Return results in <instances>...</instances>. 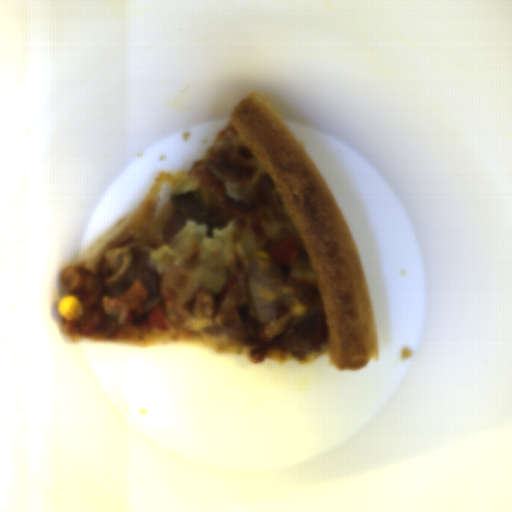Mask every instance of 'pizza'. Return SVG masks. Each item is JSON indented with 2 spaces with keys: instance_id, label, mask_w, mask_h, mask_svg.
I'll list each match as a JSON object with an SVG mask.
<instances>
[{
  "instance_id": "dd6c1bee",
  "label": "pizza",
  "mask_w": 512,
  "mask_h": 512,
  "mask_svg": "<svg viewBox=\"0 0 512 512\" xmlns=\"http://www.w3.org/2000/svg\"><path fill=\"white\" fill-rule=\"evenodd\" d=\"M59 285L83 309L80 320L60 315L71 342L199 344L254 365L329 356L341 371L380 359L349 224L257 91L229 112L201 160L160 170Z\"/></svg>"
}]
</instances>
